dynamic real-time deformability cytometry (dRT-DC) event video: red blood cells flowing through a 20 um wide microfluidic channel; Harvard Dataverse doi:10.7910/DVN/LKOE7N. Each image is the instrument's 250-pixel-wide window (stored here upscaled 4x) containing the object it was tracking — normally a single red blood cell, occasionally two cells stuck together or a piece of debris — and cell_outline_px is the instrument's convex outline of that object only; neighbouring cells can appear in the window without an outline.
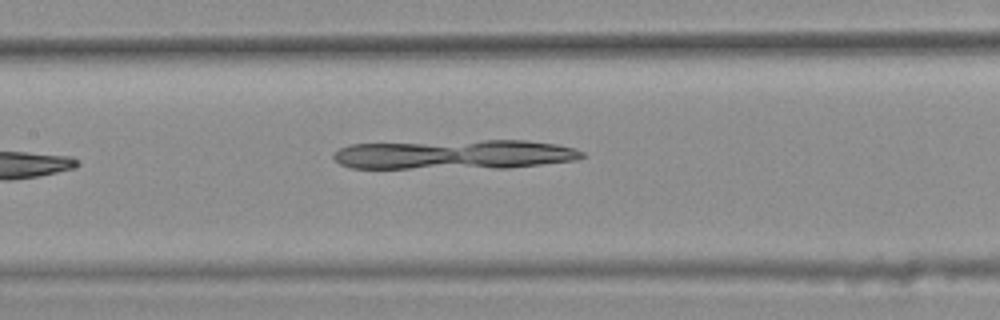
{"species": "common noctule bat (a hibernating species)", "species_latin": "Nyctalus noctula", "temperature_condition": "warm", "stored_images_in_passage": 6, "camera_frame_rate_fps": 3000, "um_per_image_px": 0.085, "animal": {"sex": "female", "body_mass_g": 25.1}, "frame": {"image": 1, "passage_image": 6, "time_ms": 1.667, "image_size_px": [1000, 320], "cell_outline_px": [[584, 156], [576, 160], [508, 168], [348, 168], [340, 164], [332, 156], [332, 152], [348, 144], [484, 140], [524, 140], [556, 144], [576, 148], [584, 152]], "centroid_in_image_um": [38.62, 13.13], "position_along_channel_um": 168.8, "area_um2": 43.06}}